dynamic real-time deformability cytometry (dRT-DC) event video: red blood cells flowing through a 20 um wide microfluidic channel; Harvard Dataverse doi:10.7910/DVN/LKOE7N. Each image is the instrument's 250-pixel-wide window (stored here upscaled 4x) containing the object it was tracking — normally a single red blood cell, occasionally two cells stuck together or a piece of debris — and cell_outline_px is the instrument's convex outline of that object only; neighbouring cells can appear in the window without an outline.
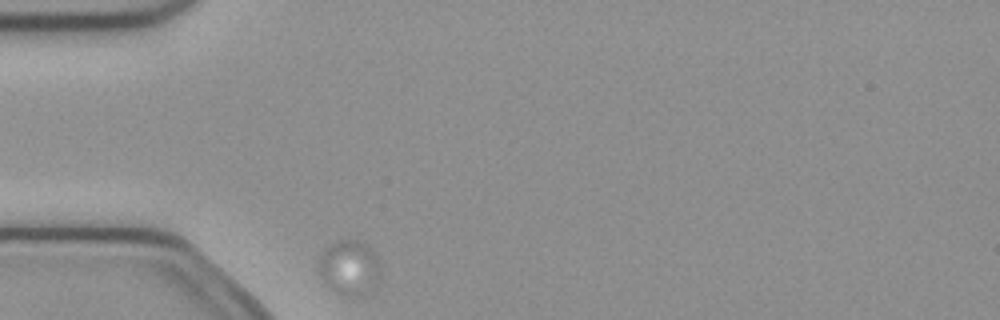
{"species": "common noctule bat (a hibernating species)", "species_latin": "Nyctalus noctula", "temperature_condition": "cold", "stored_images_in_passage": 10, "camera_frame_rate_fps": 3000, "um_per_image_px": 0.085, "animal": {"sex": "female", "body_mass_g": 21.9}, "frame": {"image": 1, "passage_image": 1, "time_ms": 0.0, "image_size_px": [1000, 320], "cell_outline_px": [[384, 276], [376, 292], [364, 296], [340, 296], [328, 288], [324, 284], [316, 268], [316, 264], [324, 248], [336, 240], [360, 240], [368, 244], [376, 252]], "centroid_in_image_um": [29.77, 22.81], "position_along_channel_um": 55.2, "area_um2": 21.62}}